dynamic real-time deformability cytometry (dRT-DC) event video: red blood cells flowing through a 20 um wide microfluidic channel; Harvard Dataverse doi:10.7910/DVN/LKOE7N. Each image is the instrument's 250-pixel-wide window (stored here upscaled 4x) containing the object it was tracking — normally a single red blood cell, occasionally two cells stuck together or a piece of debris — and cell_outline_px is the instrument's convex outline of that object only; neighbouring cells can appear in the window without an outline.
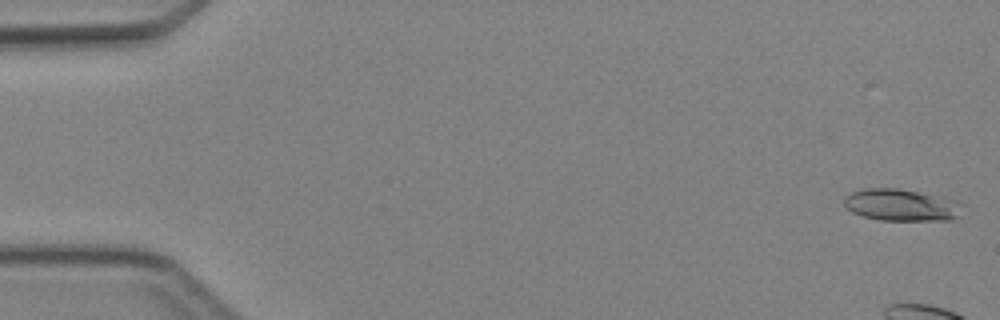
{"species": "Egyptian fruit bat (a non-hibernating species)", "species_latin": "Rousettus aegyptiacus", "temperature_condition": "cold", "stored_images_in_passage": 5, "camera_frame_rate_fps": 3000, "um_per_image_px": 0.085, "animal": {"sex": "female"}, "frame": {"image": 1, "passage_image": 1, "time_ms": 0.0, "image_size_px": [1000, 320], "cell_outline_px": [[964, 204], [960, 216], [952, 220], [880, 220], [860, 216], [852, 212], [844, 204], [844, 196], [852, 192], [864, 188], [900, 188], [944, 196], [956, 200]], "centroid_in_image_um": [76.67, 17.42], "position_along_channel_um": 8.3, "area_um2": 22.54}}